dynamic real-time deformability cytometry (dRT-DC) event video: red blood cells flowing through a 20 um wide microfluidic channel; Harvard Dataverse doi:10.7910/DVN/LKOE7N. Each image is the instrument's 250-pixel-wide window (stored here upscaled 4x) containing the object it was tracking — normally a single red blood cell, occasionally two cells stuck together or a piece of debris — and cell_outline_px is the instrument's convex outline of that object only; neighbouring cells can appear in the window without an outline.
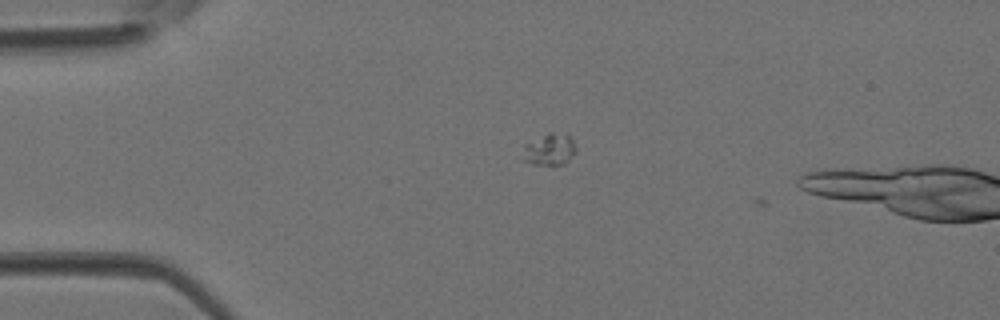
{"species": "Egyptian fruit bat (a non-hibernating species)", "species_latin": "Rousettus aegyptiacus", "temperature_condition": "room temperature", "stored_images_in_passage": 4, "camera_frame_rate_fps": 3000, "um_per_image_px": 0.085, "animal": {"sex": "female"}, "frame": {"image": 1, "passage_image": 3, "time_ms": 0.667, "image_size_px": [1000, 320], "cell_outline_px": [[576, 152], [564, 164], [552, 168], [532, 164], [524, 160], [524, 144], [548, 132], [552, 132], [568, 136], [572, 140], [576, 148]], "centroid_in_image_um": [46.71, 12.76], "position_along_channel_um": 38.3, "area_um2": 10.06}}